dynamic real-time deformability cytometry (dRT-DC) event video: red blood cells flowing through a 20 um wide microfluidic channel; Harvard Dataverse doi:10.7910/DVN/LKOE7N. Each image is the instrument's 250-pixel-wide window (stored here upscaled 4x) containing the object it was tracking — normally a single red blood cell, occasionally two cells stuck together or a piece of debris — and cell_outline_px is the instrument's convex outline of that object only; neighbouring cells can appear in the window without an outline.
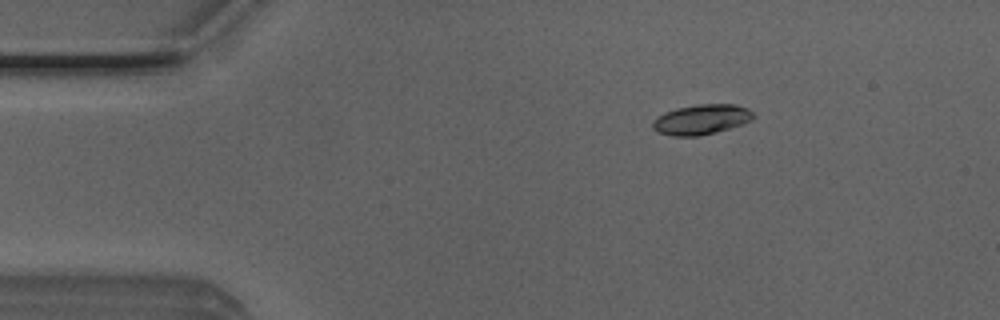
{"species": "Egyptian fruit bat (a non-hibernating species)", "species_latin": "Rousettus aegyptiacus", "temperature_condition": "room temperature", "stored_images_in_passage": 44, "camera_frame_rate_fps": 3000, "um_per_image_px": 0.085, "animal": {"sex": "male"}, "frame": {"image": 1, "passage_image": 1, "time_ms": 0.0, "image_size_px": [1000, 320], "cell_outline_px": [[756, 116], [752, 120], [728, 128], [700, 136], [672, 136], [656, 132], [652, 128], [652, 120], [656, 116], [664, 112], [676, 108], [696, 104], [736, 104], [748, 108]], "centroid_in_image_um": [59.57, 10.14], "position_along_channel_um": 25.4, "area_um2": 17.8}}
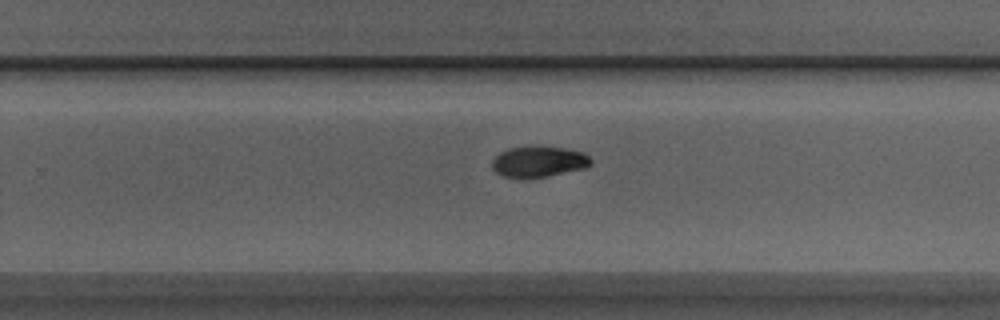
{"frame": {"image": 2, "passage_image": 25, "time_ms": 8.0, "image_size_px": [1000, 320], "cell_outline_px": [[592, 164], [584, 168], [548, 176], [504, 176], [496, 172], [492, 168], [492, 160], [500, 152], [508, 148], [536, 144], [564, 148], [584, 152], [592, 160]], "centroid_in_image_um": [45.81, 13.68], "position_along_channel_um": 284.0, "area_um2": 17.8}}
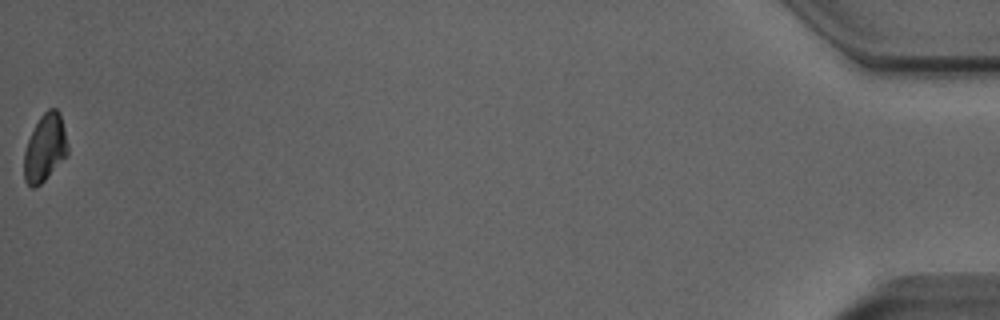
{"frame": {"image": 3, "passage_image": 44, "time_ms": 14.333, "image_size_px": [1000, 320], "cell_outline_px": [[68, 156], [36, 188], [32, 188], [24, 180], [24, 152], [28, 140], [40, 116], [48, 108], [56, 108], [60, 112], [68, 144]], "centroid_in_image_um": [3.84, 12.57], "position_along_channel_um": 431.4, "area_um2": 17.22}, "authors_computed_cell_mechanics": {"area_um2": 17.8024, "velocity_mm_per_s": 4.0123, "shape_relaxation_time_tau1_ms": 4.0461, "shape_relaxation_time_tau2_ms": null, "deformation_change_tau1": 0.141, "deformation_change_tau2": null}}